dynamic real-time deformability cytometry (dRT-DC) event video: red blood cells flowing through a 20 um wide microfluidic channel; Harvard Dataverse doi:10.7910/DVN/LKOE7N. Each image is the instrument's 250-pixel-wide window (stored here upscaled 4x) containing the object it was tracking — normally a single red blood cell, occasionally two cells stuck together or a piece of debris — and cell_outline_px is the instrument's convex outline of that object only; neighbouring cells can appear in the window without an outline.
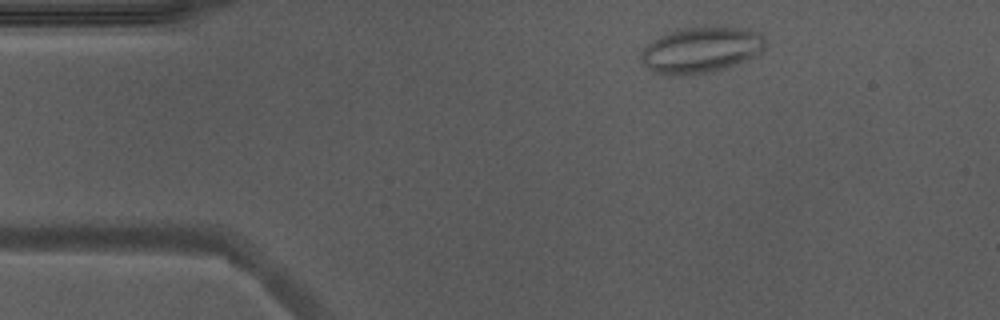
{"species": "Egyptian fruit bat (a non-hibernating species)", "species_latin": "Rousettus aegyptiacus", "temperature_condition": "warm", "stored_images_in_passage": 48, "camera_frame_rate_fps": 3000, "um_per_image_px": 0.085, "animal": {"sex": "male"}, "frame": {"image": 1, "passage_image": 4, "time_ms": 1.0, "image_size_px": [1000, 320], "cell_outline_px": [[764, 48], [756, 56], [736, 64], [712, 72], [680, 76], [664, 76], [652, 72], [640, 60], [640, 52], [652, 40], [664, 32], [680, 28], [704, 24], [716, 24], [744, 28], [760, 32], [764, 36]], "centroid_in_image_um": [59.56, 4.2], "position_along_channel_um": 25.4, "area_um2": 34.62}}
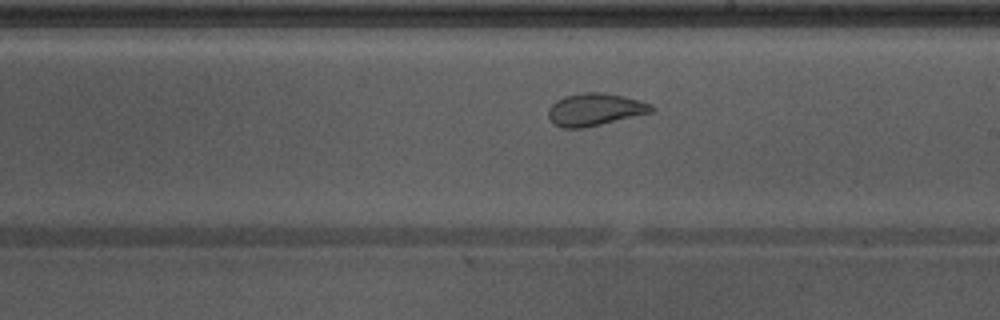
{"frame": {"image": 2, "passage_image": 25, "time_ms": 8.0, "image_size_px": [1000, 320], "cell_outline_px": [[656, 108], [652, 112], [584, 128], [560, 128], [548, 116], [548, 108], [556, 100], [564, 96], [584, 92], [604, 92], [624, 96], [640, 100], [652, 104]], "centroid_in_image_um": [50.58, 9.29], "position_along_channel_um": 238.4, "area_um2": 19.54}}
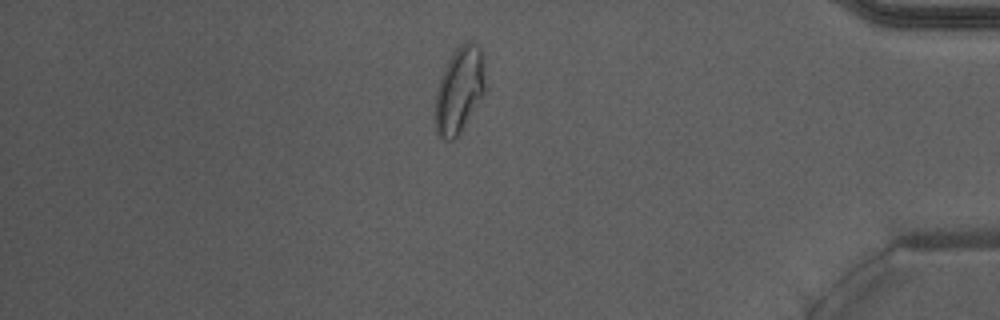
{"frame": {"image": 3, "passage_image": 40, "time_ms": 13.0, "image_size_px": [1000, 320], "cell_outline_px": [[484, 92], [460, 132], [452, 140], [444, 140], [436, 132], [436, 92], [444, 68], [456, 48], [460, 44], [472, 40], [484, 52]], "centroid_in_image_um": [39.06, 7.6], "position_along_channel_um": 396.1, "area_um2": 24.62}, "authors_computed_cell_mechanics": {"area_um2": 24.3049, "velocity_mm_per_s": 3.924, "shape_relaxation_time_tau1_ms": 6.9152, "shape_relaxation_time_tau2_ms": 0.7482, "deformation_change_tau1": 0.1373, "deformation_change_tau2": 0.0729}}